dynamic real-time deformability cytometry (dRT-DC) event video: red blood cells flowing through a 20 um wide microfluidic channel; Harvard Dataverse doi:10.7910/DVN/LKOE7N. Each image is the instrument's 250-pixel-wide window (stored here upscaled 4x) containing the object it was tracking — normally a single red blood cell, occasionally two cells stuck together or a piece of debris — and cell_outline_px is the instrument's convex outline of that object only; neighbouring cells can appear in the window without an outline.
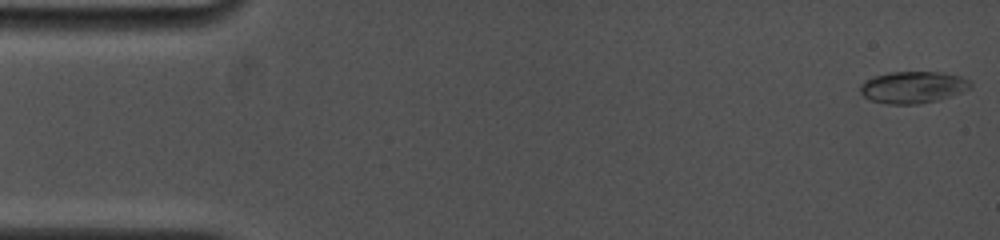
{"species": "common noctule bat (a hibernating species)", "species_latin": "Nyctalus noctula", "temperature_condition": "cold", "stored_images_in_passage": 82, "camera_frame_rate_fps": 5000, "um_per_image_px": 0.085, "animal": {"sex": "female", "body_mass_g": 19.0, "forearm_length_mm": 53.3}, "frame": {"image": 1, "passage_image": 1, "time_ms": 0.0, "image_size_px": [1000, 240], "cell_outline_px": [[972, 88], [940, 100], [916, 104], [888, 104], [872, 100], [864, 96], [860, 92], [860, 84], [864, 80], [888, 72], [940, 72], [960, 76], [968, 80], [972, 84]], "centroid_in_image_um": [77.61, 7.41], "position_along_channel_um": 7.4, "area_um2": 20.46}}
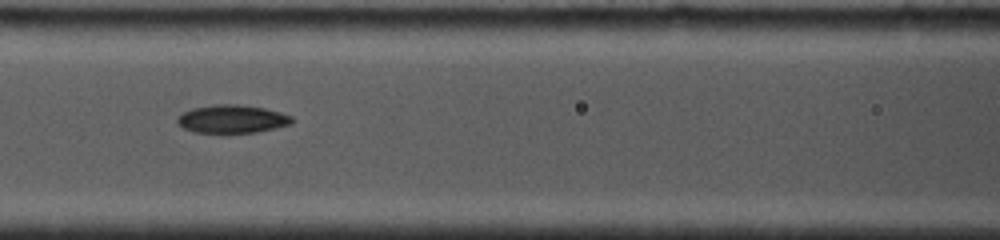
{"frame": {"image": 2, "passage_image": 36, "time_ms": 7.0, "image_size_px": [1000, 240], "cell_outline_px": [[296, 120], [292, 124], [276, 128], [256, 132], [224, 136], [220, 136], [192, 132], [176, 124], [176, 120], [184, 112], [192, 108], [216, 104], [236, 104], [264, 108], [280, 112], [292, 116]], "centroid_in_image_um": [19.72, 10.17], "position_along_channel_um": 146.9, "area_um2": 19.77}}
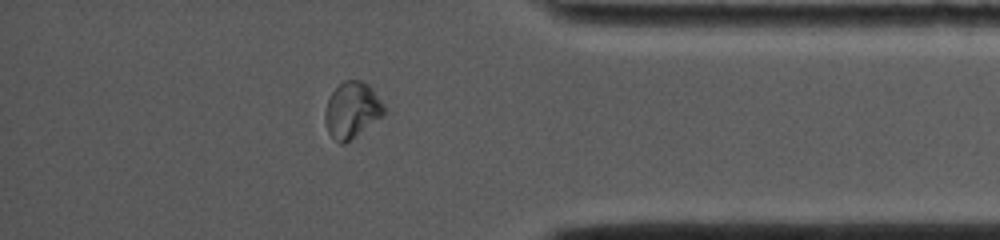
{"frame": {"image": 3, "passage_image": 71, "time_ms": 14.0, "image_size_px": [1000, 240], "cell_outline_px": [[384, 112], [380, 116], [344, 144], [340, 144], [328, 132], [324, 120], [324, 112], [328, 100], [332, 92], [344, 80], [360, 80], [368, 84], [372, 88], [380, 100], [384, 108]], "centroid_in_image_um": [29.87, 9.33], "position_along_channel_um": 405.3, "area_um2": 18.67}, "authors_computed_cell_mechanics": {"area_um2": 18.9584, "velocity_mm_per_s": 3.8247, "shape_relaxation_time_tau1_ms": 5.1398, "shape_relaxation_time_tau2_ms": 2.5003, "deformation_change_tau1": 0.1769, "deformation_change_tau2": 0.0603}}